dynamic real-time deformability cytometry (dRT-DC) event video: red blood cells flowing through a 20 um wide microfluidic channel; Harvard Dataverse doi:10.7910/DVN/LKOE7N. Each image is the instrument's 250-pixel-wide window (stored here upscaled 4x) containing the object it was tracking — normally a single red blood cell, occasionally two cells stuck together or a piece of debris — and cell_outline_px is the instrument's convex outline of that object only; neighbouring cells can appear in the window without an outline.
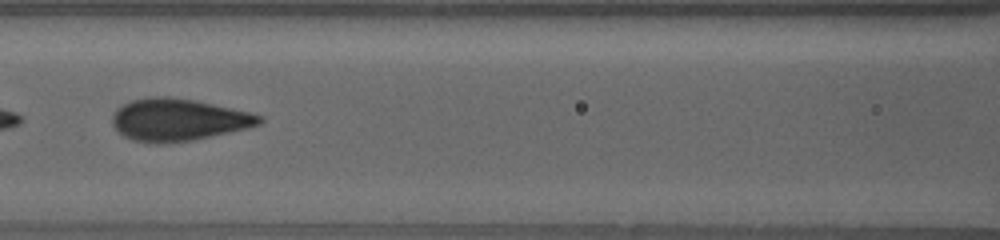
{"species": "human", "species_latin": "Homo sapiens", "temperature_condition": "warm", "stored_images_in_passage": 36, "segment_of_instrument_passage": [2, 2], "camera_frame_rate_fps": 3000, "um_per_image_px": 0.085, "donor": {"sex": "female"}, "frame": {"image": 1, "passage_image": 14, "time_ms": 11.667, "image_size_px": [1000, 240], "cell_outline_px": [[264, 120], [260, 124], [248, 128], [192, 140], [168, 144], [156, 144], [132, 140], [124, 136], [112, 124], [112, 116], [124, 104], [132, 100], [156, 96], [168, 96], [192, 100], [252, 112], [260, 116]], "centroid_in_image_um": [15.17, 10.19], "position_along_channel_um": 151.4, "area_um2": 35.95}}
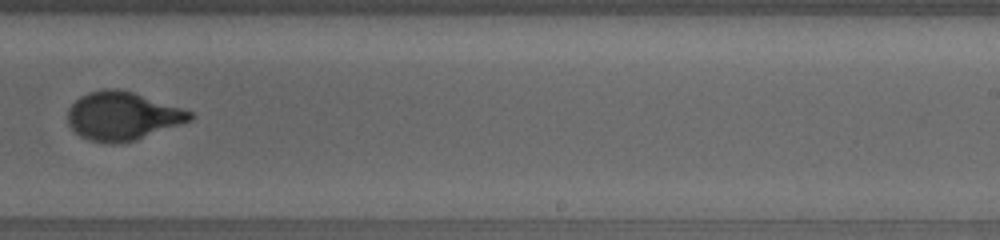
{"frame": {"image": 2, "passage_image": 20, "time_ms": 16.0, "image_size_px": [1000, 240], "cell_outline_px": [[196, 116], [192, 120], [136, 140], [116, 144], [112, 144], [88, 140], [80, 136], [68, 124], [68, 108], [80, 96], [88, 92], [104, 88], [116, 88], [132, 92], [192, 112]], "centroid_in_image_um": [10.38, 9.87], "position_along_channel_um": 278.6, "area_um2": 34.33}}